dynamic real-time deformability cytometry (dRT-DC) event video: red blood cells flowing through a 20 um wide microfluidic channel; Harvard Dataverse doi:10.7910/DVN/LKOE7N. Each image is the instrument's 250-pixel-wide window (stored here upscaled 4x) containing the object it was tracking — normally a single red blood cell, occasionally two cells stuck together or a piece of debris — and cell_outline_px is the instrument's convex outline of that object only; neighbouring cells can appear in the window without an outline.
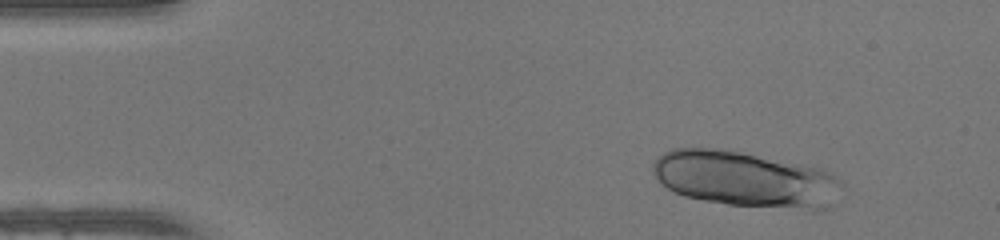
{"species": "human", "species_latin": "Homo sapiens", "temperature_condition": "warm", "stored_images_in_passage": 46, "camera_frame_rate_fps": 3000, "um_per_image_px": 0.085, "donor": {"sex": "female"}, "frame": {"image": 1, "passage_image": 4, "time_ms": 1.0, "image_size_px": [1000, 240], "cell_outline_px": [[844, 184], [828, 204], [824, 208], [812, 212], [728, 204], [704, 200], [684, 196], [672, 192], [660, 184], [656, 180], [652, 172], [652, 164], [664, 152], [672, 148], [720, 148], [824, 168], [840, 180]], "centroid_in_image_um": [63.34, 15.24], "position_along_channel_um": 21.7, "area_um2": 62.14}}
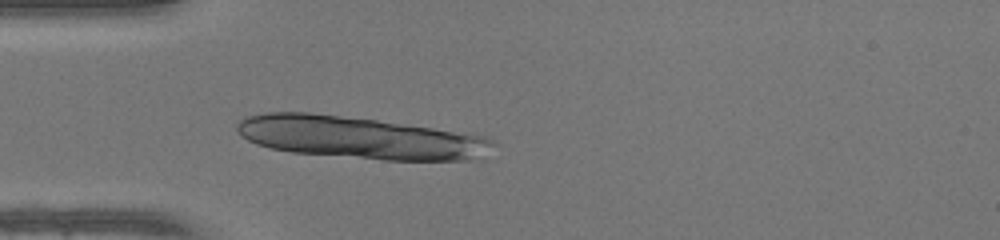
{"frame": {"image": 2, "passage_image": 12, "time_ms": 3.667, "image_size_px": [1000, 240], "cell_outline_px": [[496, 144], [472, 160], [384, 160], [292, 152], [268, 148], [256, 144], [240, 136], [236, 128], [236, 124], [244, 116], [264, 112], [308, 112], [376, 120], [432, 128], [484, 136], [492, 140]], "centroid_in_image_um": [30.46, 11.69], "position_along_channel_um": 54.5, "area_um2": 62.6}}